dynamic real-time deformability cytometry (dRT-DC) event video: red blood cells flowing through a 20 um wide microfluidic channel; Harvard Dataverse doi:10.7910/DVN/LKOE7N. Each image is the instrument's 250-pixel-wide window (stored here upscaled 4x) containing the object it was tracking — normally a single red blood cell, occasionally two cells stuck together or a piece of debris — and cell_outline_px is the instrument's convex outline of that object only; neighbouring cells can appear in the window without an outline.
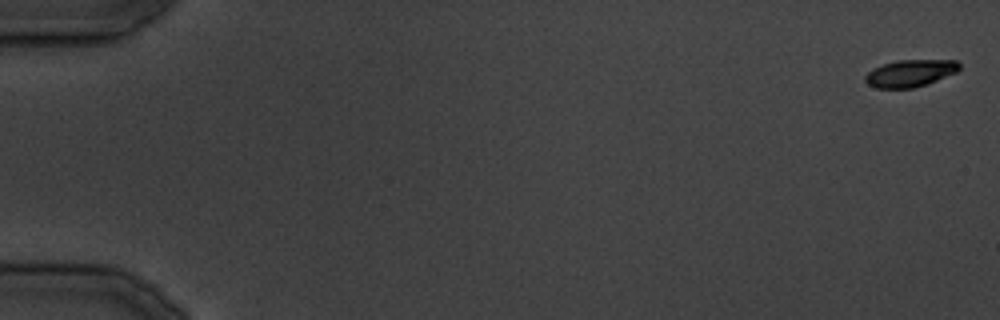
{"species": "common noctule bat (a hibernating species)", "species_latin": "Nyctalus noctula", "temperature_condition": "cold", "stored_images_in_passage": 34, "camera_frame_rate_fps": 3000, "um_per_image_px": 0.085, "animal": {"sex": "male", "body_mass_g": 19.5, "forearm_length_mm": 54.6}, "frame": {"image": 1, "passage_image": 1, "time_ms": 0.0, "image_size_px": [1000, 320], "cell_outline_px": [[960, 68], [956, 72], [936, 80], [912, 88], [876, 88], [868, 84], [864, 80], [864, 76], [872, 68], [884, 64], [900, 60], [956, 60], [960, 64]], "centroid_in_image_um": [77.34, 6.22], "position_along_channel_um": 7.7, "area_um2": 14.68}}
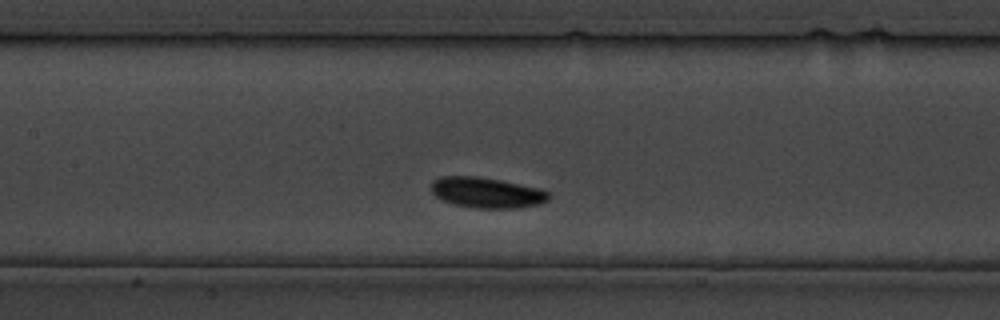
{"frame": {"image": 2, "passage_image": 14, "time_ms": 16.333, "image_size_px": [1000, 320], "cell_outline_px": [[548, 200], [536, 204], [516, 208], [476, 208], [456, 204], [444, 200], [436, 196], [432, 192], [432, 180], [440, 176], [476, 176], [500, 180], [540, 188], [548, 192]], "centroid_in_image_um": [41.35, 16.36], "position_along_channel_um": 166.1, "area_um2": 20.63}}
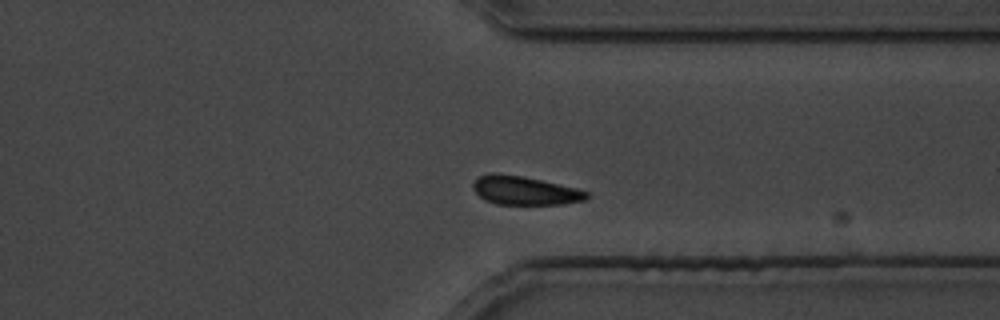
{"frame": {"image": 3, "passage_image": 25, "time_ms": 29.667, "image_size_px": [1000, 320], "cell_outline_px": [[588, 196], [584, 200], [564, 204], [496, 204], [484, 200], [472, 188], [472, 184], [480, 176], [488, 172], [496, 172], [524, 176], [576, 188], [588, 192]], "centroid_in_image_um": [44.56, 16.18], "position_along_channel_um": 366.8, "area_um2": 19.02}}